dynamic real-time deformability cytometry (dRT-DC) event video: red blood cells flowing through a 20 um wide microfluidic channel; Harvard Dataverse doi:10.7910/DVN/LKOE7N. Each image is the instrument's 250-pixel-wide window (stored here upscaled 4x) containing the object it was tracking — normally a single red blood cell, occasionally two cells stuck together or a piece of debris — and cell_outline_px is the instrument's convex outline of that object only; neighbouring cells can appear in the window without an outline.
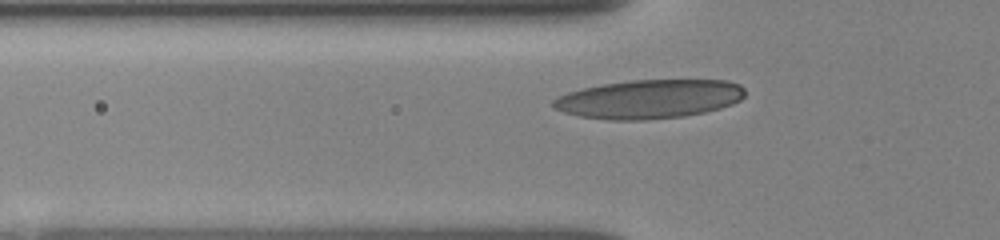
{"species": "human", "species_latin": "Homo sapiens", "temperature_condition": "room temperature", "stored_images_in_passage": 57, "camera_frame_rate_fps": 3000, "um_per_image_px": 0.085, "donor": {"sex": "female"}, "frame": {"image": 1, "passage_image": 10, "time_ms": 3.0, "image_size_px": [1000, 240], "cell_outline_px": [[744, 96], [740, 100], [732, 104], [720, 108], [704, 112], [684, 116], [644, 120], [612, 120], [580, 116], [564, 112], [552, 108], [552, 100], [568, 92], [584, 88], [604, 84], [632, 80], [728, 80], [740, 84], [744, 88]], "centroid_in_image_um": [55.2, 8.42], "position_along_channel_um": 70.6, "area_um2": 43.35}}
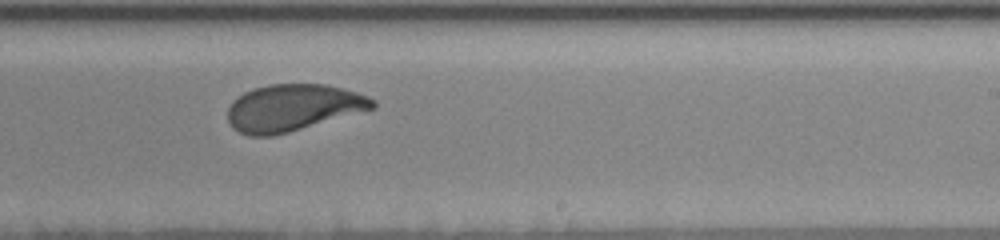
{"frame": {"image": 2, "passage_image": 33, "time_ms": 8.0, "image_size_px": [1000, 240], "cell_outline_px": [[376, 108], [288, 132], [272, 136], [248, 136], [232, 128], [228, 120], [228, 108], [232, 100], [244, 92], [268, 84], [324, 84], [356, 92], [368, 96], [376, 100]], "centroid_in_image_um": [24.89, 9.16], "position_along_channel_um": 264.1, "area_um2": 39.48}}
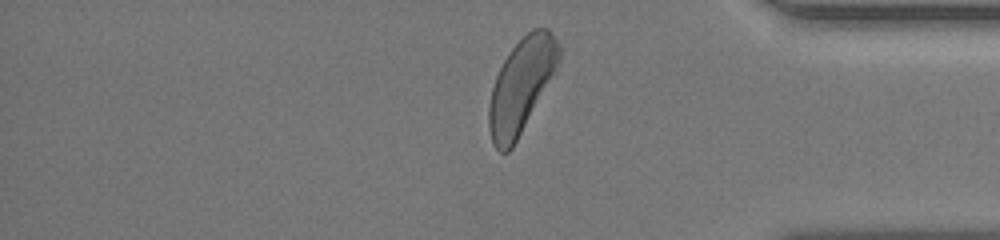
{"frame": {"image": 3, "passage_image": 52, "time_ms": 11.667, "image_size_px": [1000, 240], "cell_outline_px": [[560, 56], [556, 72], [512, 148], [508, 152], [500, 152], [492, 144], [488, 128], [488, 108], [492, 88], [496, 76], [508, 52], [532, 28], [548, 28], [552, 32], [560, 44]], "centroid_in_image_um": [44.31, 7.28], "position_along_channel_um": 390.9, "area_um2": 38.44}}